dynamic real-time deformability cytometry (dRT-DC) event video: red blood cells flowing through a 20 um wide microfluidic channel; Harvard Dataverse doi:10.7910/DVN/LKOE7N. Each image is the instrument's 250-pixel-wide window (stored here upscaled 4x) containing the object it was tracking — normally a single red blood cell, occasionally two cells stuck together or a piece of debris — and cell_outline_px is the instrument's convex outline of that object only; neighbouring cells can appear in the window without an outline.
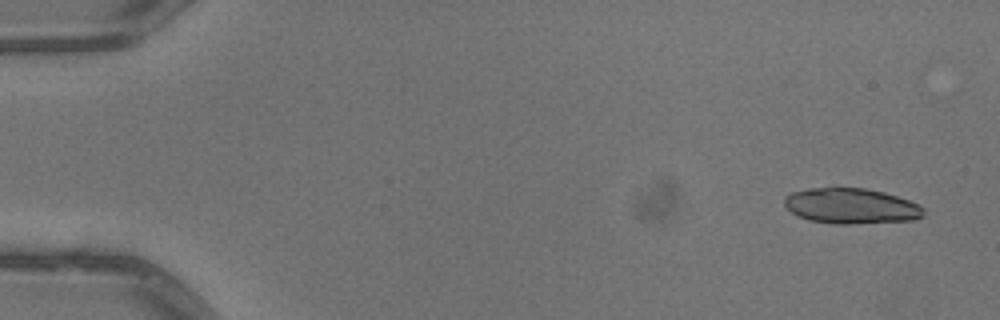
{"species": "common noctule bat (a hibernating species)", "species_latin": "Nyctalus noctula", "temperature_condition": "warm", "stored_images_in_passage": 5, "camera_frame_rate_fps": 3000, "um_per_image_px": 0.085, "animal": {"sex": "male", "body_mass_g": 13.3}, "frame": {"image": 1, "passage_image": 1, "time_ms": 0.0, "image_size_px": [1000, 320], "cell_outline_px": [[924, 216], [912, 220], [848, 224], [836, 224], [808, 220], [792, 212], [784, 204], [784, 196], [788, 192], [808, 188], [864, 188], [884, 192], [920, 204], [924, 208]], "centroid_in_image_um": [72.33, 17.5], "position_along_channel_um": 12.7, "area_um2": 28.84}}
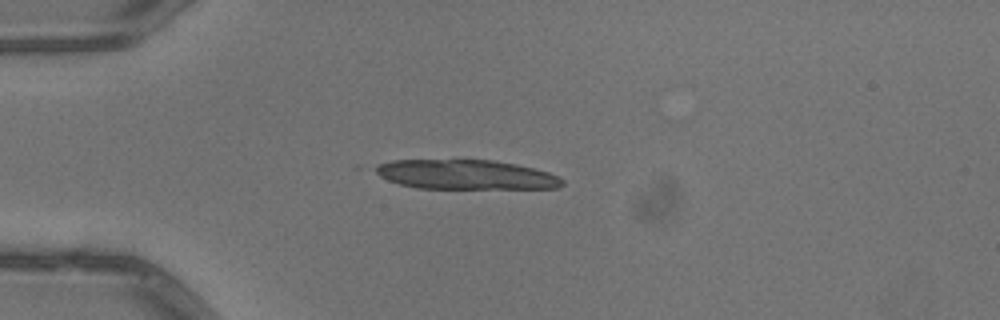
{"frame": {"image": 2, "passage_image": 3, "time_ms": 0.667, "image_size_px": [1000, 320], "cell_outline_px": [[564, 184], [556, 188], [416, 188], [400, 184], [388, 180], [380, 176], [368, 168], [376, 164], [392, 160], [492, 160], [516, 164], [548, 172], [564, 180]], "centroid_in_image_um": [39.5, 14.83], "position_along_channel_um": 45.5, "area_um2": 32.19}}
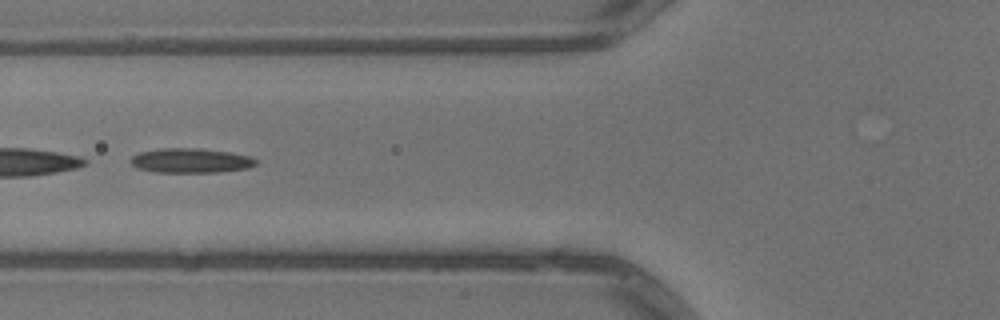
{"frame": {"image": 3, "passage_image": 5, "time_ms": 1.333, "image_size_px": [1000, 320], "cell_outline_px": [[256, 164], [248, 168], [216, 172], [156, 172], [136, 168], [128, 160], [132, 156], [140, 152], [160, 148], [200, 148], [228, 152], [252, 156], [256, 160]], "centroid_in_image_um": [16.18, 13.64], "position_along_channel_um": 109.6, "area_um2": 17.98}}